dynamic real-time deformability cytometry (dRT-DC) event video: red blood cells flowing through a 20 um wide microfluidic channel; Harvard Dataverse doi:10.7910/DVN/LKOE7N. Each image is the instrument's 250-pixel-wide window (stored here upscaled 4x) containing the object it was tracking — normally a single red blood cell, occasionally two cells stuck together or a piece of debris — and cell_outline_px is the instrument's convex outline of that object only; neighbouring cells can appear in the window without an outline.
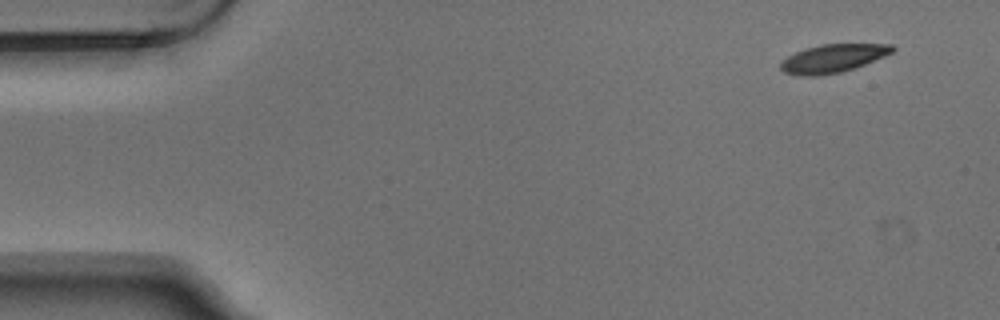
{"species": "Egyptian fruit bat (a non-hibernating species)", "species_latin": "Rousettus aegyptiacus", "temperature_condition": "warm", "stored_images_in_passage": 5, "segment_of_instrument_passage": [2, 2], "camera_frame_rate_fps": 3000, "um_per_image_px": 0.085, "animal": {"sex": "male"}, "frame": {"image": 1, "passage_image": 5, "time_ms": 1.333, "image_size_px": [1000, 320], "cell_outline_px": [[896, 48], [892, 52], [884, 56], [864, 64], [840, 72], [816, 76], [800, 76], [784, 72], [780, 68], [780, 60], [796, 52], [820, 44], [892, 44]], "centroid_in_image_um": [70.77, 4.96], "position_along_channel_um": 14.2, "area_um2": 18.21}}